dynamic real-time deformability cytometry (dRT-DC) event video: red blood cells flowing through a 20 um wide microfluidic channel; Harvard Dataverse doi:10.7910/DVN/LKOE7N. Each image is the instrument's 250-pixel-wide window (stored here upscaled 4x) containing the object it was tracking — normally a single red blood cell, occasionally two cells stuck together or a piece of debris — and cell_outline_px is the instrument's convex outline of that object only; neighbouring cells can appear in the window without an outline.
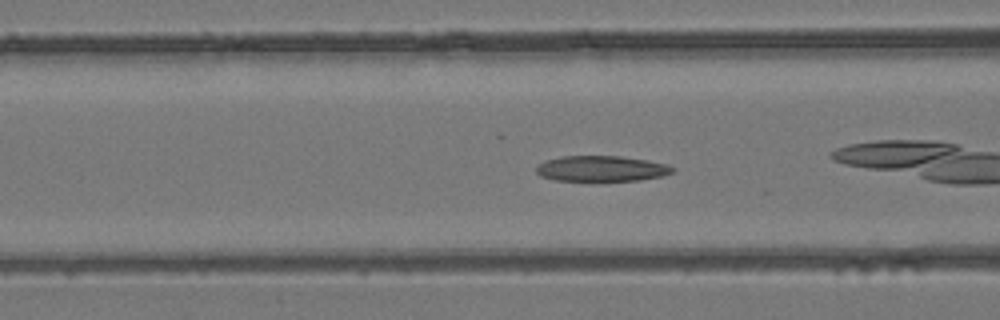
{"species": "common noctule bat (a hibernating species)", "species_latin": "Nyctalus noctula", "temperature_condition": "room temperature", "stored_images_in_passage": 42, "camera_frame_rate_fps": 3000, "um_per_image_px": 0.085, "animal": {"sex": "female", "body_mass_g": 24.6, "forearm_length_mm": 56.2}, "frame": {"image": 1, "passage_image": 13, "time_ms": 4.0, "image_size_px": [1000, 320], "cell_outline_px": [[676, 172], [660, 176], [640, 180], [596, 184], [556, 180], [540, 176], [536, 172], [536, 168], [544, 160], [560, 156], [620, 156], [648, 160], [668, 164], [676, 168]], "centroid_in_image_um": [51.13, 14.38], "position_along_channel_um": 115.5, "area_um2": 21.56}}